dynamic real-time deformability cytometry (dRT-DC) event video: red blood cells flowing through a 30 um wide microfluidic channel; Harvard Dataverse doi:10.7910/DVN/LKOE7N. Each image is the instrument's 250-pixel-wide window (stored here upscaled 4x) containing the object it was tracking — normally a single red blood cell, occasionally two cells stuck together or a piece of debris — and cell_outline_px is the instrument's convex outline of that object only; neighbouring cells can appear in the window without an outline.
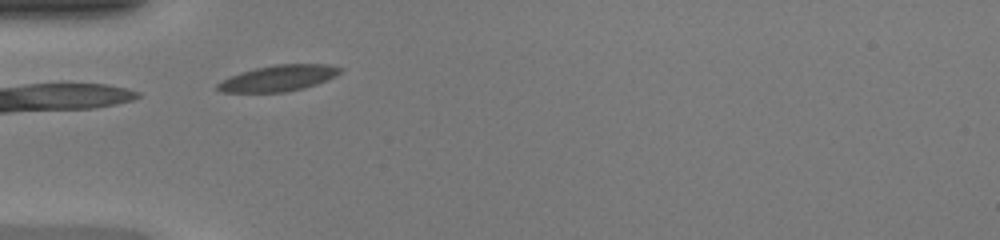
{"species": "common noctule bat (a hibernating species)", "species_latin": "Nyctalus noctula", "temperature_condition": "warm", "stored_images_in_passage": 34, "camera_frame_rate_fps": 3000, "um_per_image_px": 0.085, "animal": {"sex": "female", "body_mass_g": 20.0, "forearm_length_mm": 54.0}, "frame": {"image": 1, "passage_image": 1, "time_ms": 0.0, "image_size_px": [1000, 240], "cell_outline_px": [[344, 68], [336, 76], [316, 84], [304, 88], [284, 92], [220, 92], [216, 88], [216, 84], [240, 72], [256, 68], [276, 64], [328, 64]], "centroid_in_image_um": [23.69, 6.64], "position_along_channel_um": 61.3, "area_um2": 18.5}}
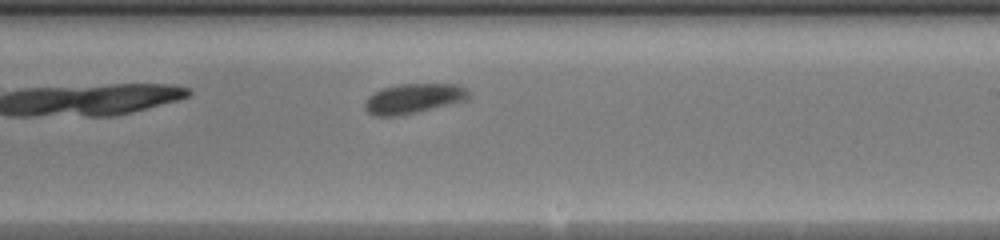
{"frame": {"image": 2, "passage_image": 15, "time_ms": 4.667, "image_size_px": [1000, 240], "cell_outline_px": [[472, 96], [468, 100], [400, 116], [376, 116], [368, 112], [364, 108], [364, 104], [368, 96], [384, 88], [400, 84], [456, 84], [468, 88]], "centroid_in_image_um": [35.21, 8.38], "position_along_channel_um": 253.8, "area_um2": 18.21}}
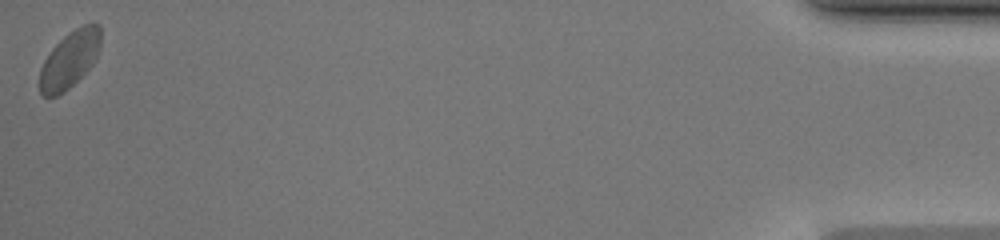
{"frame": {"image": 3, "passage_image": 34, "time_ms": 11.0, "image_size_px": [1000, 240], "cell_outline_px": [[100, 48], [92, 64], [64, 92], [56, 96], [44, 96], [40, 92], [40, 68], [44, 60], [52, 48], [64, 36], [76, 28], [84, 24], [100, 24]], "centroid_in_image_um": [5.91, 5.05], "position_along_channel_um": 429.3, "area_um2": 19.83}, "authors_computed_cell_mechanics": {"area_um2": 18.3226, "velocity_mm_per_s": 4.2243, "shape_relaxation_time_tau1_ms": 2.3059, "shape_relaxation_time_tau2_ms": null, "deformation_change_tau1": 0.0941, "deformation_change_tau2": null}}